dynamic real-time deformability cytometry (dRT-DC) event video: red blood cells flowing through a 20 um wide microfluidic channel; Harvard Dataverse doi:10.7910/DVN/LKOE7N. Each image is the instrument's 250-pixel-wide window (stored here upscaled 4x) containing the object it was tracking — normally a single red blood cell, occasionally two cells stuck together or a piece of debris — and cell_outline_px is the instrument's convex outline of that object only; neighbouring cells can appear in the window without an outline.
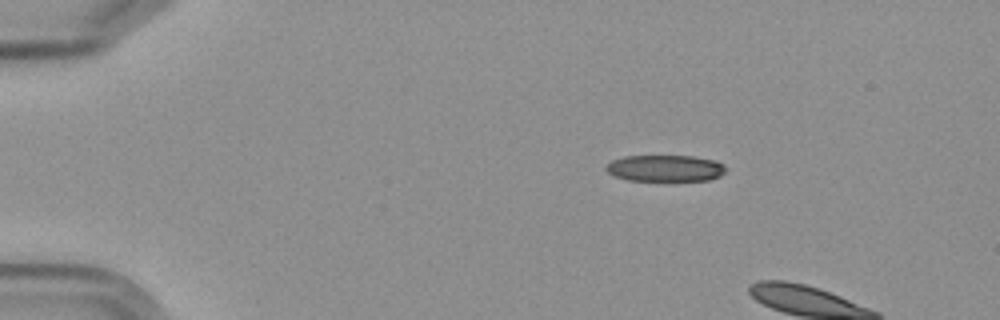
{"species": "Egyptian fruit bat (a non-hibernating species)", "species_latin": "Rousettus aegyptiacus", "temperature_condition": "cold", "stored_images_in_passage": 6, "camera_frame_rate_fps": 3000, "um_per_image_px": 0.085, "frame": {"image": 1, "passage_image": 3, "time_ms": 2.333, "image_size_px": [1000, 320], "cell_outline_px": [[728, 168], [720, 176], [708, 180], [668, 184], [628, 180], [616, 176], [608, 172], [604, 168], [612, 160], [624, 156], [692, 156], [716, 160], [724, 164]], "centroid_in_image_um": [56.59, 14.35], "position_along_channel_um": 28.4, "area_um2": 19.59}}